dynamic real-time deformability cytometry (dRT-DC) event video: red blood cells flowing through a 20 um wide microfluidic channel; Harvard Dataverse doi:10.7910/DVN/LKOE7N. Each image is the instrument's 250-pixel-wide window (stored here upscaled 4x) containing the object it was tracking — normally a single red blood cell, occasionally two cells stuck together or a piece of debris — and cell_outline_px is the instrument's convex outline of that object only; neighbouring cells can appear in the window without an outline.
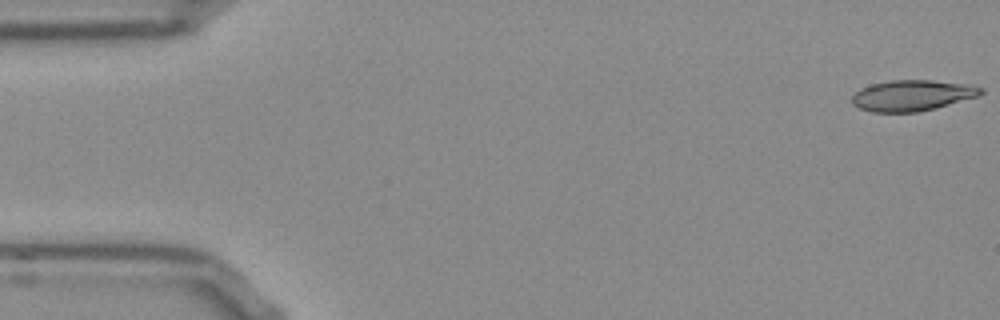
{"species": "Egyptian fruit bat (a non-hibernating species)", "species_latin": "Rousettus aegyptiacus", "temperature_condition": "room temperature", "stored_images_in_passage": 52, "camera_frame_rate_fps": 3000, "um_per_image_px": 0.085, "frame": {"image": 1, "passage_image": 1, "time_ms": 0.0, "image_size_px": [1000, 320], "cell_outline_px": [[984, 92], [980, 96], [936, 108], [916, 112], [872, 112], [860, 108], [852, 104], [852, 96], [860, 88], [872, 84], [892, 80], [932, 80], [972, 84], [984, 88]], "centroid_in_image_um": [77.6, 8.11], "position_along_channel_um": 7.4, "area_um2": 23.41}}
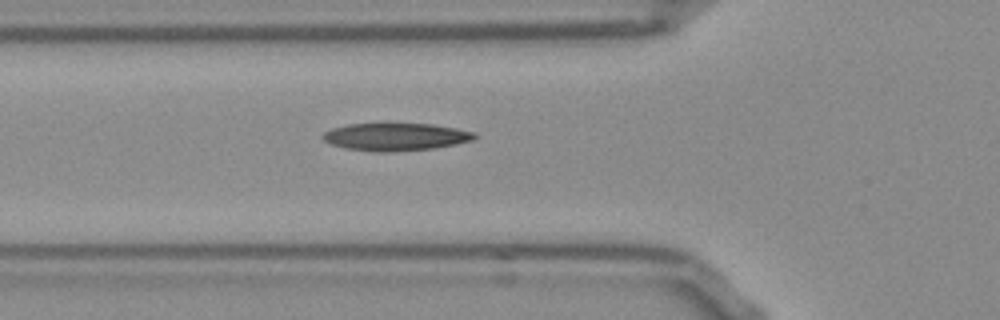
{"frame": {"image": 2, "passage_image": 18, "time_ms": 5.667, "image_size_px": [1000, 320], "cell_outline_px": [[480, 136], [472, 140], [456, 144], [432, 148], [392, 152], [376, 152], [344, 148], [332, 144], [324, 140], [320, 136], [324, 132], [332, 128], [348, 124], [432, 124], [456, 128], [476, 132]], "centroid_in_image_um": [33.64, 11.63], "position_along_channel_um": 92.2, "area_um2": 24.45}}
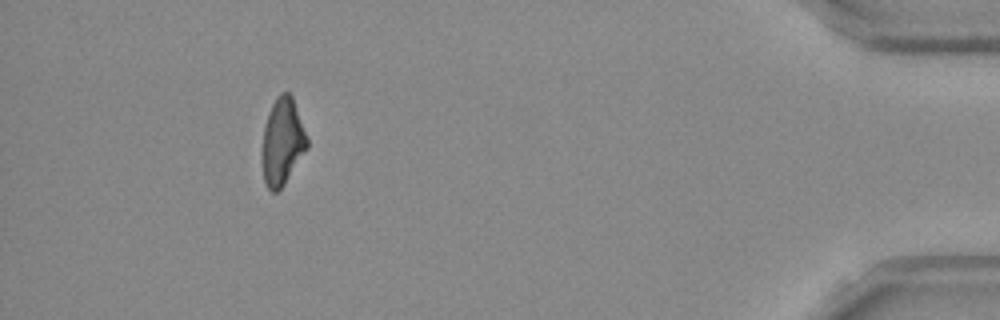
{"frame": {"image": 3, "passage_image": 48, "time_ms": 15.667, "image_size_px": [1000, 320], "cell_outline_px": [[308, 148], [284, 184], [276, 192], [272, 192], [264, 184], [260, 156], [260, 152], [264, 128], [268, 112], [276, 96], [280, 92], [288, 92], [292, 96], [308, 140]], "centroid_in_image_um": [23.96, 12.06], "position_along_channel_um": 411.2, "area_um2": 23.06}, "authors_computed_cell_mechanics": {"area_um2": 23.5535, "velocity_mm_per_s": 3.8321, "shape_relaxation_time_tau1_ms": 10.2254, "shape_relaxation_time_tau2_ms": 7.3237, "deformation_change_tau1": 0.235, "deformation_change_tau2": 0.1767}}